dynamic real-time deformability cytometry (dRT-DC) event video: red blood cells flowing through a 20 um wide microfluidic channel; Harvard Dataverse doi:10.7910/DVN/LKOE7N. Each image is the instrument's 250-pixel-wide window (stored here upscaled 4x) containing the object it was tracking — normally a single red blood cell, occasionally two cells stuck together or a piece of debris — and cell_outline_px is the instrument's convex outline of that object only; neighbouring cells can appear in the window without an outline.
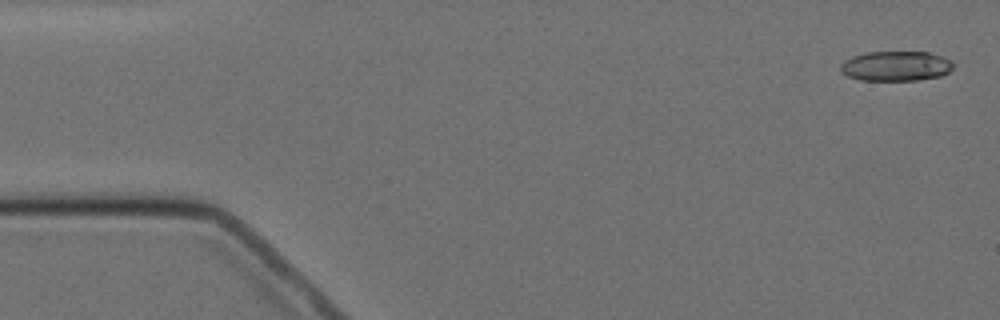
{"species": "Egyptian fruit bat (a non-hibernating species)", "species_latin": "Rousettus aegyptiacus", "temperature_condition": "cold", "stored_images_in_passage": 4, "camera_frame_rate_fps": 3000, "um_per_image_px": 0.085, "animal": {"sex": "female"}, "frame": {"image": 1, "passage_image": 1, "time_ms": 0.0, "image_size_px": [1000, 320], "cell_outline_px": [[956, 64], [948, 72], [940, 76], [916, 80], [860, 80], [848, 76], [840, 72], [840, 64], [844, 60], [852, 56], [868, 52], [928, 52], [952, 60]], "centroid_in_image_um": [76.14, 5.61], "position_along_channel_um": 8.9, "area_um2": 19.71}}